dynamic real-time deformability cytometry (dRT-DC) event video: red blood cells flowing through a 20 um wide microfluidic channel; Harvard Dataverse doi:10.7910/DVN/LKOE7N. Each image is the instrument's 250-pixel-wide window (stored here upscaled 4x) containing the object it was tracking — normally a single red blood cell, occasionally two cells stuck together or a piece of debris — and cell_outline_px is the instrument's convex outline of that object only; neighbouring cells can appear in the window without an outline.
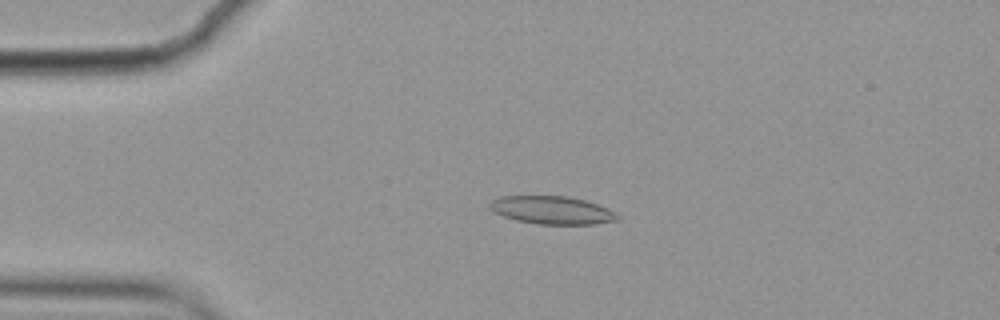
{"species": "common noctule bat (a hibernating species)", "species_latin": "Nyctalus noctula", "temperature_condition": "cold", "stored_images_in_passage": 5, "camera_frame_rate_fps": 3000, "um_per_image_px": 0.085, "animal": {"sex": "female", "body_mass_g": 19.9}, "frame": {"image": 1, "passage_image": 4, "time_ms": 1.0, "image_size_px": [1000, 320], "cell_outline_px": [[620, 216], [616, 220], [592, 224], [540, 224], [516, 220], [492, 212], [488, 208], [488, 204], [492, 200], [500, 196], [568, 196], [584, 200], [608, 208], [616, 212]], "centroid_in_image_um": [46.88, 17.85], "position_along_channel_um": 38.1, "area_um2": 20.81}}